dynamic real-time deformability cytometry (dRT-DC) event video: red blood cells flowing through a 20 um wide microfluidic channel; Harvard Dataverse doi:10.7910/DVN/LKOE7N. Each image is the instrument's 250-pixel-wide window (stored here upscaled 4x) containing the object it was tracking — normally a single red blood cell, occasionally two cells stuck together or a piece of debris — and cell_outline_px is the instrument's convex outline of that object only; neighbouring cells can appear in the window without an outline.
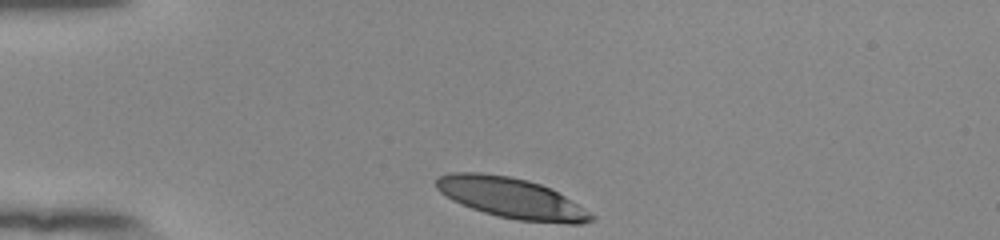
{"species": "human", "species_latin": "Homo sapiens", "temperature_condition": "room temperature", "stored_images_in_passage": 33, "camera_frame_rate_fps": 3000, "um_per_image_px": 0.085, "donor": {"sex": "female"}, "frame": {"image": 1, "passage_image": 1, "time_ms": 0.0, "image_size_px": [1000, 240], "cell_outline_px": [[596, 220], [584, 224], [568, 224], [516, 220], [484, 212], [472, 208], [452, 200], [440, 192], [436, 188], [436, 176], [452, 172], [480, 172], [512, 176], [528, 180], [552, 188], [596, 216]], "centroid_in_image_um": [43.5, 16.83], "position_along_channel_um": 41.5, "area_um2": 36.82}}
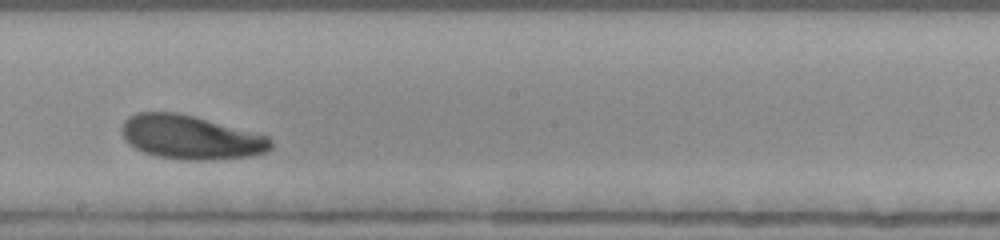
{"frame": {"image": 2, "passage_image": 19, "time_ms": 6.0, "image_size_px": [1000, 240], "cell_outline_px": [[272, 148], [268, 152], [252, 156], [212, 160], [184, 160], [156, 156], [144, 152], [128, 144], [124, 140], [120, 128], [124, 120], [128, 116], [136, 112], [176, 112], [192, 116], [268, 136], [272, 140]], "centroid_in_image_um": [16.18, 11.68], "position_along_channel_um": 232.0, "area_um2": 38.26}}
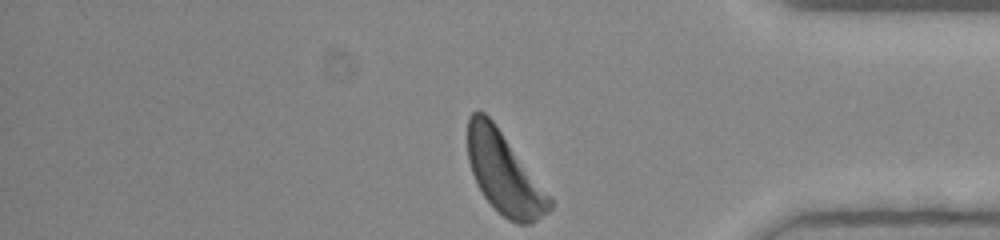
{"frame": {"image": 3, "passage_image": 33, "time_ms": 10.667, "image_size_px": [1000, 240], "cell_outline_px": [[552, 208], [548, 212], [532, 224], [516, 224], [508, 220], [484, 196], [472, 172], [468, 160], [468, 116], [472, 112], [484, 112], [492, 120], [552, 196]], "centroid_in_image_um": [42.89, 14.74], "position_along_channel_um": 392.3, "area_um2": 38.61}, "authors_computed_cell_mechanics": {"area_um2": 38.2636, "velocity_mm_per_s": 3.8152, "shape_relaxation_time_tau1_ms": 2.1467, "shape_relaxation_time_tau2_ms": null, "deformation_change_tau1": 0.1407, "deformation_change_tau2": null}}